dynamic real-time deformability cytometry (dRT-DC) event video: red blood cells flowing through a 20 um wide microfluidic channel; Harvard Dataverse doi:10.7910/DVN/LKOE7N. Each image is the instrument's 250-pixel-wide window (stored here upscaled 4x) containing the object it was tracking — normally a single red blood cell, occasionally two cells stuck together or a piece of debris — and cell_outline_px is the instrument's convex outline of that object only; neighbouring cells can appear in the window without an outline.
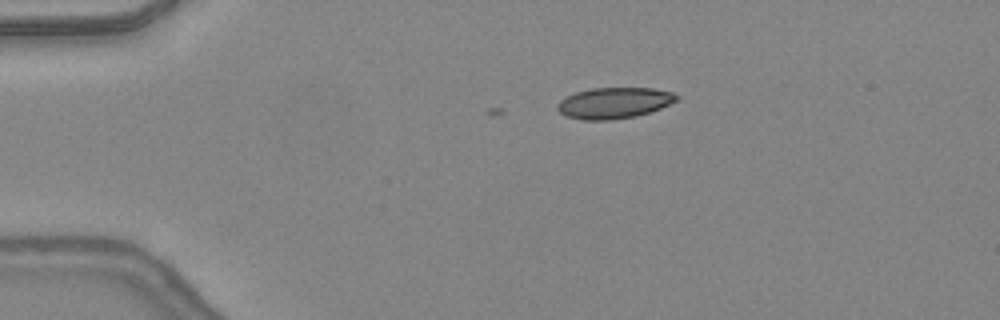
{"species": "common noctule bat (a hibernating species)", "species_latin": "Nyctalus noctula", "temperature_condition": "warm", "stored_images_in_passage": 6, "camera_frame_rate_fps": 3000, "um_per_image_px": 0.085, "animal": {"sex": "female", "body_mass_g": 24.6, "forearm_length_mm": 56.2}, "frame": {"image": 1, "passage_image": 1, "time_ms": 0.0, "image_size_px": [1000, 320], "cell_outline_px": [[680, 96], [676, 100], [660, 108], [636, 116], [612, 120], [584, 120], [568, 116], [560, 112], [556, 108], [556, 104], [560, 100], [576, 92], [592, 88], [652, 88], [672, 92]], "centroid_in_image_um": [52.18, 8.75], "position_along_channel_um": 32.8, "area_um2": 21.39}}